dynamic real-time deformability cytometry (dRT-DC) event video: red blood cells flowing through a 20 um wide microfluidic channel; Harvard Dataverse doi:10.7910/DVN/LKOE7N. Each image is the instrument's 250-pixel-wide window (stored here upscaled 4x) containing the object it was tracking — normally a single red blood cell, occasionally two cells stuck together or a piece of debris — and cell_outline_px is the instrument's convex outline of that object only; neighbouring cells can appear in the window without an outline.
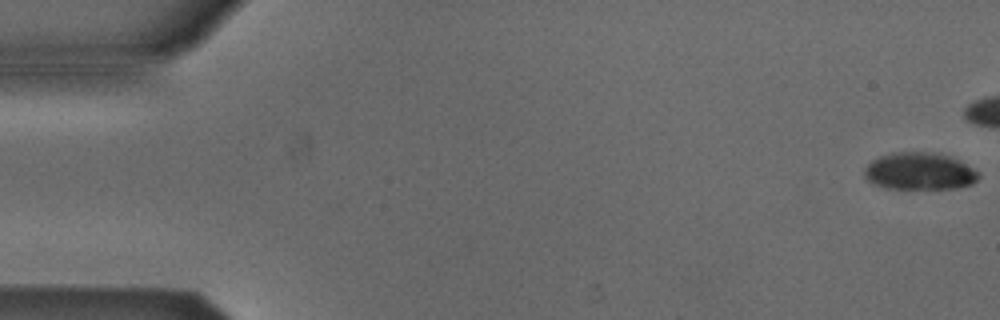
{"species": "Egyptian fruit bat (a non-hibernating species)", "species_latin": "Rousettus aegyptiacus", "temperature_condition": "cold", "stored_images_in_passage": 33, "camera_frame_rate_fps": 3000, "um_per_image_px": 0.085, "animal": {"sex": "male"}, "frame": {"image": 1, "passage_image": 1, "time_ms": 0.0, "image_size_px": [1000, 320], "cell_outline_px": [[980, 176], [972, 184], [956, 188], [884, 188], [868, 180], [864, 176], [864, 168], [872, 160], [880, 156], [892, 152], [920, 152], [948, 156], [980, 172]], "centroid_in_image_um": [78.13, 14.56], "position_along_channel_um": 6.9, "area_um2": 24.33}}
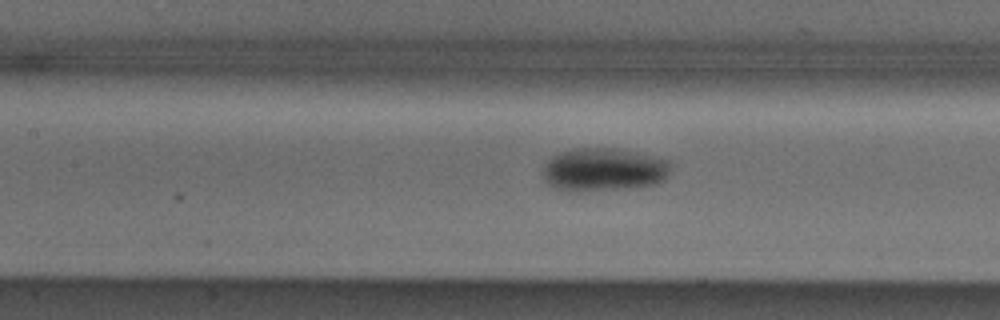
{"frame": {"image": 2, "passage_image": 24, "time_ms": 7.667, "image_size_px": [1000, 320], "cell_outline_px": [[672, 164], [668, 176], [664, 180], [656, 184], [636, 188], [556, 188], [548, 184], [544, 176], [544, 164], [552, 156], [560, 152], [576, 148], [612, 148], [636, 152], [668, 160]], "centroid_in_image_um": [51.39, 14.37], "position_along_channel_um": 156.0, "area_um2": 31.33}}
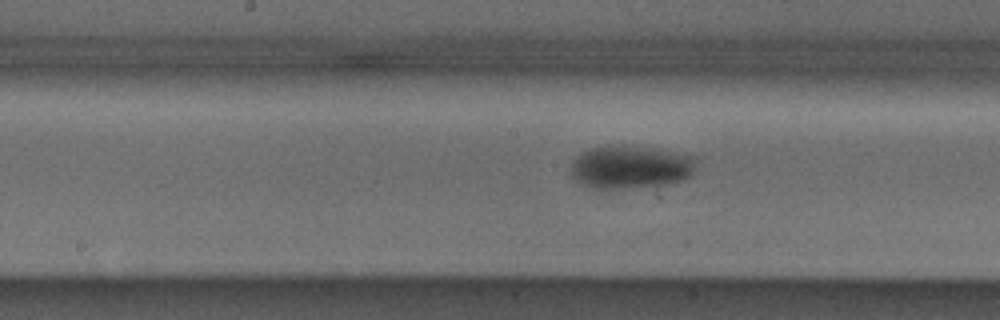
{"frame": {"image": 3, "passage_image": 27, "time_ms": 8.667, "image_size_px": [1000, 320], "cell_outline_px": [[696, 168], [692, 176], [684, 180], [656, 188], [596, 188], [584, 184], [576, 180], [568, 172], [572, 160], [576, 156], [588, 148], [644, 148], [696, 156]], "centroid_in_image_um": [53.64, 14.27], "position_along_channel_um": 194.6, "area_um2": 31.27}}